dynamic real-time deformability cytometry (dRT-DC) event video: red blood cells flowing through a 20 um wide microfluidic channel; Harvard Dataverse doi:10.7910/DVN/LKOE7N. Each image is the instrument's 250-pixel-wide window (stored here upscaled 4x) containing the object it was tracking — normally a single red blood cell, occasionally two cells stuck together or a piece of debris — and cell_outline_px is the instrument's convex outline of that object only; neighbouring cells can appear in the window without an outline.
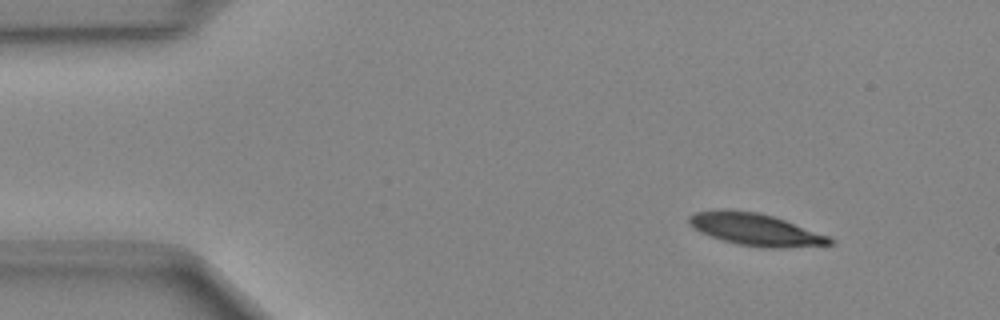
{"species": "Egyptian fruit bat (a non-hibernating species)", "species_latin": "Rousettus aegyptiacus", "temperature_condition": "cold", "stored_images_in_passage": 44, "camera_frame_rate_fps": 3000, "um_per_image_px": 0.085, "animal": {"sex": "female"}, "frame": {"image": 1, "passage_image": 1, "time_ms": 0.0, "image_size_px": [1000, 320], "cell_outline_px": [[836, 244], [780, 248], [764, 248], [740, 244], [724, 240], [700, 232], [692, 228], [688, 224], [688, 216], [696, 212], [756, 212], [772, 216], [784, 220], [828, 236], [836, 240]], "centroid_in_image_um": [64.28, 19.55], "position_along_channel_um": 20.7, "area_um2": 25.43}}
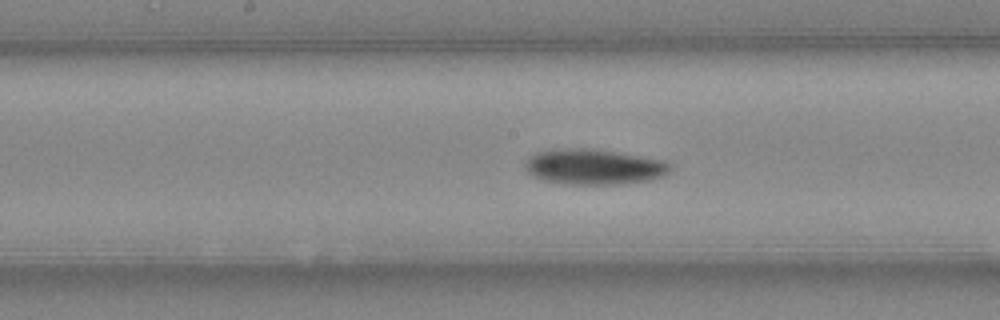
{"frame": {"image": 2, "passage_image": 20, "time_ms": 6.333, "image_size_px": [1000, 320], "cell_outline_px": [[672, 172], [664, 176], [652, 180], [624, 184], [572, 184], [544, 180], [528, 172], [524, 164], [536, 152], [564, 148], [592, 148], [664, 160], [672, 164]], "centroid_in_image_um": [50.58, 14.18], "position_along_channel_um": 197.6, "area_um2": 30.0}}
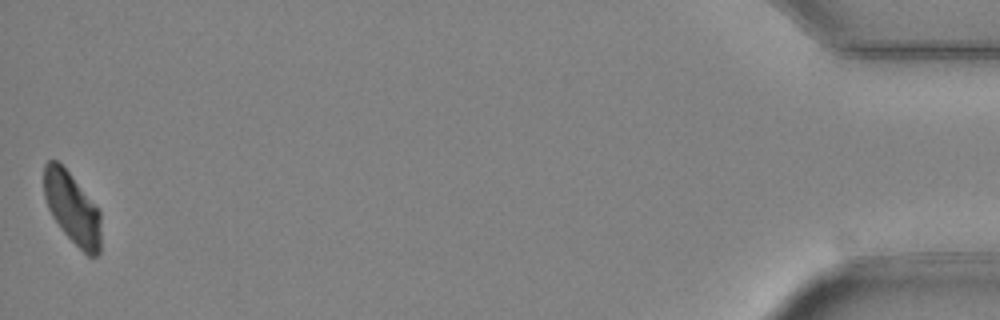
{"frame": {"image": 3, "passage_image": 44, "time_ms": 14.333, "image_size_px": [1000, 320], "cell_outline_px": [[100, 252], [96, 256], [88, 256], [60, 228], [52, 216], [48, 208], [44, 196], [44, 164], [48, 160], [56, 160], [68, 172], [100, 212]], "centroid_in_image_um": [6.12, 17.71], "position_along_channel_um": 429.1, "area_um2": 23.18}}